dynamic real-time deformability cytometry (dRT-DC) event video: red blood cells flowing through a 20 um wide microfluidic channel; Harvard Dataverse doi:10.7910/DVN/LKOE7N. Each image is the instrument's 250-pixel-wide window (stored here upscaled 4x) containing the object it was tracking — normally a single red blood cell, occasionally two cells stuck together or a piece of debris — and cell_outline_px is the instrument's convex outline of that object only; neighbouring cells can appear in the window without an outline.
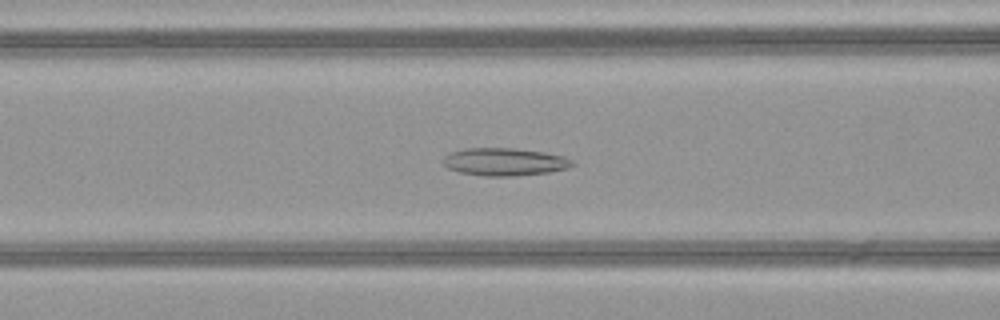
{"species": "common noctule bat (a hibernating species)", "species_latin": "Nyctalus noctula", "temperature_condition": "warm", "stored_images_in_passage": 50, "camera_frame_rate_fps": 3000, "um_per_image_px": 0.085, "animal": {"sex": "female", "body_mass_g": 21.9}, "frame": {"image": 1, "passage_image": 21, "time_ms": 6.667, "image_size_px": [1000, 320], "cell_outline_px": [[576, 164], [568, 168], [548, 172], [512, 176], [484, 176], [460, 172], [448, 168], [444, 164], [444, 156], [448, 152], [464, 148], [512, 148], [544, 152], [564, 156], [572, 160]], "centroid_in_image_um": [42.88, 13.75], "position_along_channel_um": 123.7, "area_um2": 20.87}}
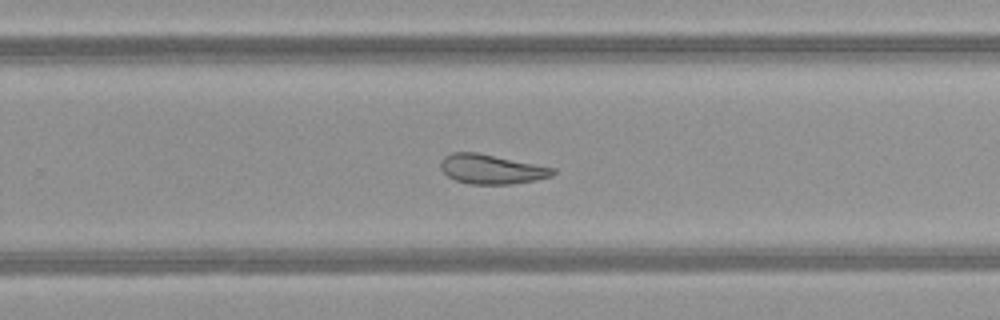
{"frame": {"image": 2, "passage_image": 33, "time_ms": 10.667, "image_size_px": [1000, 320], "cell_outline_px": [[556, 172], [552, 176], [536, 180], [512, 184], [468, 184], [456, 180], [448, 176], [440, 168], [440, 160], [444, 156], [452, 152], [476, 152], [556, 168]], "centroid_in_image_um": [41.77, 14.38], "position_along_channel_um": 288.0, "area_um2": 19.36}}
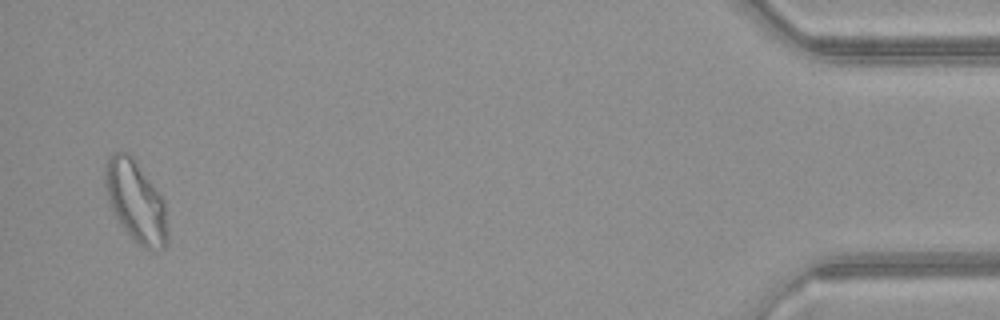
{"frame": {"image": 3, "passage_image": 49, "time_ms": 16.0, "image_size_px": [1000, 320], "cell_outline_px": [[168, 240], [164, 248], [144, 248], [120, 224], [108, 204], [104, 184], [104, 164], [108, 156], [112, 152], [128, 152], [136, 160], [156, 188], [164, 200], [168, 232]], "centroid_in_image_um": [11.51, 17.05], "position_along_channel_um": 423.7, "area_um2": 29.71}, "authors_computed_cell_mechanics": {"area_um2": 23.987, "velocity_mm_per_s": 4.1032, "shape_relaxation_time_tau1_ms": null, "shape_relaxation_time_tau2_ms": 3.4394, "deformation_change_tau1": null, "deformation_change_tau2": 0.093}}